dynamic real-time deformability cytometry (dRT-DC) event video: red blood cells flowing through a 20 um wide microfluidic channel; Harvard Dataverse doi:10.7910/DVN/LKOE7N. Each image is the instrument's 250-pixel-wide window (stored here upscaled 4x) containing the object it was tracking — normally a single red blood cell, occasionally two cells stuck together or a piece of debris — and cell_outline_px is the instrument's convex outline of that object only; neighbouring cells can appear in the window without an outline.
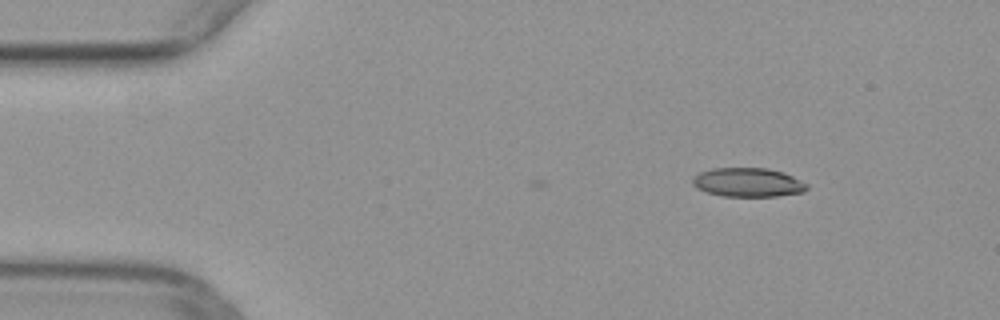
{"species": "common noctule bat (a hibernating species)", "species_latin": "Nyctalus noctula", "temperature_condition": "warm", "stored_images_in_passage": 5, "camera_frame_rate_fps": 3000, "um_per_image_px": 0.085, "animal": {"sex": "female", "body_mass_g": 29.2, "forearm_length_mm": 56.3}, "frame": {"image": 1, "passage_image": 1, "time_ms": 0.0, "image_size_px": [1000, 320], "cell_outline_px": [[808, 188], [804, 192], [776, 196], [724, 196], [708, 192], [696, 188], [692, 184], [692, 180], [700, 172], [712, 168], [768, 168], [784, 172], [808, 184]], "centroid_in_image_um": [63.59, 15.5], "position_along_channel_um": 21.4, "area_um2": 19.25}}